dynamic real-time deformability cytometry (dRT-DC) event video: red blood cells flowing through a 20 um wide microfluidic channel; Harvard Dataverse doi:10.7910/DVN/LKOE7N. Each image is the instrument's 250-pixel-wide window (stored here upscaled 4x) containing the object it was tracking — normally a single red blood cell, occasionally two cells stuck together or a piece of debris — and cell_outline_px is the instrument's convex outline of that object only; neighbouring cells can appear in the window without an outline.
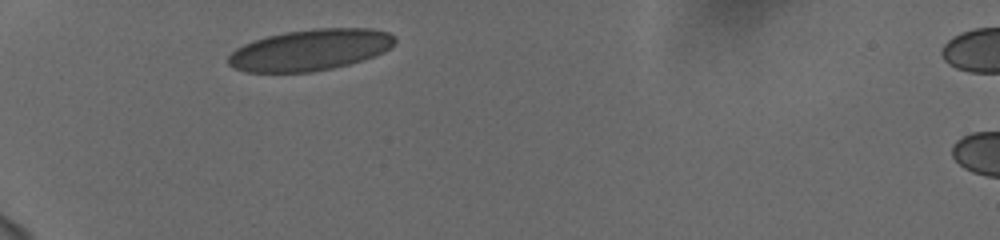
{"species": "human", "species_latin": "Homo sapiens", "temperature_condition": "cold", "stored_images_in_passage": 31, "camera_frame_rate_fps": 3000, "um_per_image_px": 0.085, "donor": {"sex": "female"}, "frame": {"image": 1, "passage_image": 1, "time_ms": 0.0, "image_size_px": [1000, 240], "cell_outline_px": [[396, 44], [392, 48], [384, 52], [364, 60], [332, 68], [312, 72], [244, 72], [232, 68], [228, 64], [228, 56], [236, 48], [244, 44], [268, 36], [284, 32], [312, 28], [372, 28], [388, 32], [396, 36]], "centroid_in_image_um": [26.4, 4.24], "position_along_channel_um": 58.6, "area_um2": 40.4}}
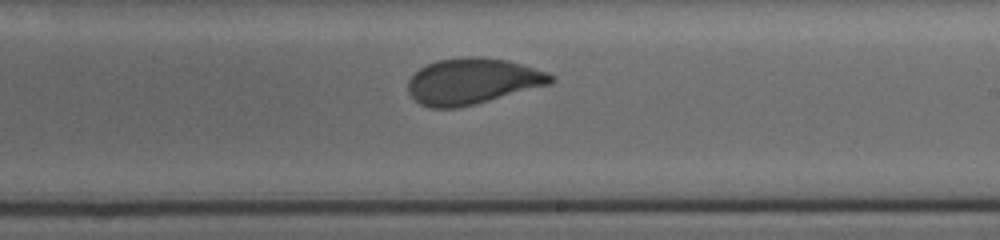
{"frame": {"image": 2, "passage_image": 18, "time_ms": 5.667, "image_size_px": [1000, 240], "cell_outline_px": [[556, 80], [552, 84], [476, 104], [456, 108], [432, 108], [420, 104], [408, 92], [408, 80], [420, 68], [436, 60], [464, 56], [480, 56], [508, 60], [548, 72], [556, 76]], "centroid_in_image_um": [40.21, 6.9], "position_along_channel_um": 248.8, "area_um2": 38.61}}
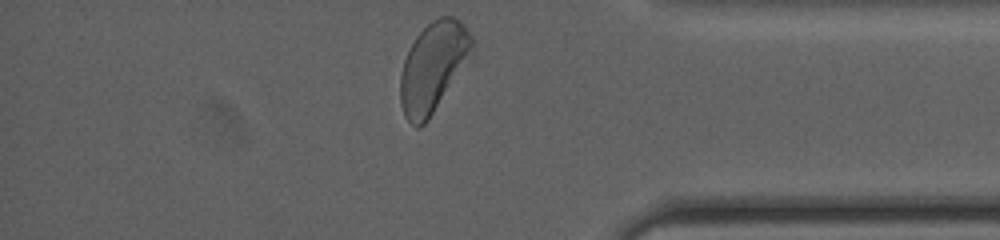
{"frame": {"image": 3, "passage_image": 31, "time_ms": 10.0, "image_size_px": [1000, 240], "cell_outline_px": [[472, 64], [428, 120], [424, 124], [416, 128], [404, 116], [400, 104], [400, 76], [404, 60], [416, 36], [432, 20], [440, 16], [452, 16], [460, 20], [464, 24], [472, 36]], "centroid_in_image_um": [36.89, 5.73], "position_along_channel_um": 398.3, "area_um2": 38.61}, "authors_computed_cell_mechanics": {"area_um2": 38.6104, "velocity_mm_per_s": 3.7277, "shape_relaxation_time_tau1_ms": 3.8589, "shape_relaxation_time_tau2_ms": null, "deformation_change_tau1": 0.1192, "deformation_change_tau2": null}}